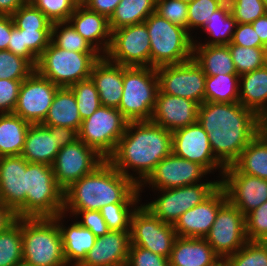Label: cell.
<instances>
[{"mask_svg": "<svg viewBox=\"0 0 267 266\" xmlns=\"http://www.w3.org/2000/svg\"><path fill=\"white\" fill-rule=\"evenodd\" d=\"M260 133L267 139V110L259 117Z\"/></svg>", "mask_w": 267, "mask_h": 266, "instance_id": "cell-63", "label": "cell"}, {"mask_svg": "<svg viewBox=\"0 0 267 266\" xmlns=\"http://www.w3.org/2000/svg\"><path fill=\"white\" fill-rule=\"evenodd\" d=\"M101 56L100 53L68 51L50 42L38 58L35 70L59 87H70L89 79L93 66Z\"/></svg>", "mask_w": 267, "mask_h": 266, "instance_id": "cell-7", "label": "cell"}, {"mask_svg": "<svg viewBox=\"0 0 267 266\" xmlns=\"http://www.w3.org/2000/svg\"><path fill=\"white\" fill-rule=\"evenodd\" d=\"M26 168L21 155L0 157V201L17 218H26Z\"/></svg>", "mask_w": 267, "mask_h": 266, "instance_id": "cell-19", "label": "cell"}, {"mask_svg": "<svg viewBox=\"0 0 267 266\" xmlns=\"http://www.w3.org/2000/svg\"><path fill=\"white\" fill-rule=\"evenodd\" d=\"M172 153L178 157L199 163L209 173L219 170L221 180L225 167L215 158L208 133L197 121L172 132Z\"/></svg>", "mask_w": 267, "mask_h": 266, "instance_id": "cell-18", "label": "cell"}, {"mask_svg": "<svg viewBox=\"0 0 267 266\" xmlns=\"http://www.w3.org/2000/svg\"><path fill=\"white\" fill-rule=\"evenodd\" d=\"M7 50L26 58L36 67L38 58L27 47H23L22 29H18L16 26L12 28Z\"/></svg>", "mask_w": 267, "mask_h": 266, "instance_id": "cell-56", "label": "cell"}, {"mask_svg": "<svg viewBox=\"0 0 267 266\" xmlns=\"http://www.w3.org/2000/svg\"><path fill=\"white\" fill-rule=\"evenodd\" d=\"M63 190L50 165L27 162L26 218L55 217L63 213Z\"/></svg>", "mask_w": 267, "mask_h": 266, "instance_id": "cell-8", "label": "cell"}, {"mask_svg": "<svg viewBox=\"0 0 267 266\" xmlns=\"http://www.w3.org/2000/svg\"><path fill=\"white\" fill-rule=\"evenodd\" d=\"M23 261L35 266H68L54 217L21 218Z\"/></svg>", "mask_w": 267, "mask_h": 266, "instance_id": "cell-4", "label": "cell"}, {"mask_svg": "<svg viewBox=\"0 0 267 266\" xmlns=\"http://www.w3.org/2000/svg\"><path fill=\"white\" fill-rule=\"evenodd\" d=\"M35 67L24 57L0 50V79L24 80Z\"/></svg>", "mask_w": 267, "mask_h": 266, "instance_id": "cell-43", "label": "cell"}, {"mask_svg": "<svg viewBox=\"0 0 267 266\" xmlns=\"http://www.w3.org/2000/svg\"><path fill=\"white\" fill-rule=\"evenodd\" d=\"M188 4L182 0H156V13L187 30Z\"/></svg>", "mask_w": 267, "mask_h": 266, "instance_id": "cell-49", "label": "cell"}, {"mask_svg": "<svg viewBox=\"0 0 267 266\" xmlns=\"http://www.w3.org/2000/svg\"><path fill=\"white\" fill-rule=\"evenodd\" d=\"M199 104L183 97L157 92L150 121L174 132L197 122Z\"/></svg>", "mask_w": 267, "mask_h": 266, "instance_id": "cell-21", "label": "cell"}, {"mask_svg": "<svg viewBox=\"0 0 267 266\" xmlns=\"http://www.w3.org/2000/svg\"><path fill=\"white\" fill-rule=\"evenodd\" d=\"M238 74L206 76L205 102L233 103L239 101Z\"/></svg>", "mask_w": 267, "mask_h": 266, "instance_id": "cell-35", "label": "cell"}, {"mask_svg": "<svg viewBox=\"0 0 267 266\" xmlns=\"http://www.w3.org/2000/svg\"><path fill=\"white\" fill-rule=\"evenodd\" d=\"M29 126L14 113H0V157L22 154Z\"/></svg>", "mask_w": 267, "mask_h": 266, "instance_id": "cell-31", "label": "cell"}, {"mask_svg": "<svg viewBox=\"0 0 267 266\" xmlns=\"http://www.w3.org/2000/svg\"><path fill=\"white\" fill-rule=\"evenodd\" d=\"M156 11V0H121L109 19L110 31L143 23Z\"/></svg>", "mask_w": 267, "mask_h": 266, "instance_id": "cell-34", "label": "cell"}, {"mask_svg": "<svg viewBox=\"0 0 267 266\" xmlns=\"http://www.w3.org/2000/svg\"><path fill=\"white\" fill-rule=\"evenodd\" d=\"M48 130L55 136L56 144L60 149L78 139V132L73 128L48 126Z\"/></svg>", "mask_w": 267, "mask_h": 266, "instance_id": "cell-58", "label": "cell"}, {"mask_svg": "<svg viewBox=\"0 0 267 266\" xmlns=\"http://www.w3.org/2000/svg\"><path fill=\"white\" fill-rule=\"evenodd\" d=\"M68 22L102 56L107 53L111 43V31L109 20L105 16L78 3Z\"/></svg>", "mask_w": 267, "mask_h": 266, "instance_id": "cell-23", "label": "cell"}, {"mask_svg": "<svg viewBox=\"0 0 267 266\" xmlns=\"http://www.w3.org/2000/svg\"><path fill=\"white\" fill-rule=\"evenodd\" d=\"M227 45L239 76L252 72L267 64L266 47H243L231 43Z\"/></svg>", "mask_w": 267, "mask_h": 266, "instance_id": "cell-38", "label": "cell"}, {"mask_svg": "<svg viewBox=\"0 0 267 266\" xmlns=\"http://www.w3.org/2000/svg\"><path fill=\"white\" fill-rule=\"evenodd\" d=\"M105 159L79 138L61 148L52 164L58 186L64 191L71 184L91 173Z\"/></svg>", "mask_w": 267, "mask_h": 266, "instance_id": "cell-15", "label": "cell"}, {"mask_svg": "<svg viewBox=\"0 0 267 266\" xmlns=\"http://www.w3.org/2000/svg\"><path fill=\"white\" fill-rule=\"evenodd\" d=\"M68 215L65 216L64 213H60L54 218L61 232L66 263L68 266H78L93 248L97 237L89 229L82 227L75 219V222L67 225L64 218Z\"/></svg>", "mask_w": 267, "mask_h": 266, "instance_id": "cell-25", "label": "cell"}, {"mask_svg": "<svg viewBox=\"0 0 267 266\" xmlns=\"http://www.w3.org/2000/svg\"><path fill=\"white\" fill-rule=\"evenodd\" d=\"M238 102L259 117L267 110V64L240 76Z\"/></svg>", "mask_w": 267, "mask_h": 266, "instance_id": "cell-28", "label": "cell"}, {"mask_svg": "<svg viewBox=\"0 0 267 266\" xmlns=\"http://www.w3.org/2000/svg\"><path fill=\"white\" fill-rule=\"evenodd\" d=\"M220 179L178 187L180 216L187 210L206 200L218 187Z\"/></svg>", "mask_w": 267, "mask_h": 266, "instance_id": "cell-40", "label": "cell"}, {"mask_svg": "<svg viewBox=\"0 0 267 266\" xmlns=\"http://www.w3.org/2000/svg\"><path fill=\"white\" fill-rule=\"evenodd\" d=\"M120 1L121 0H84L82 4L91 11L103 15L109 20Z\"/></svg>", "mask_w": 267, "mask_h": 266, "instance_id": "cell-57", "label": "cell"}, {"mask_svg": "<svg viewBox=\"0 0 267 266\" xmlns=\"http://www.w3.org/2000/svg\"><path fill=\"white\" fill-rule=\"evenodd\" d=\"M219 256L205 238L176 237L170 266H210Z\"/></svg>", "mask_w": 267, "mask_h": 266, "instance_id": "cell-26", "label": "cell"}, {"mask_svg": "<svg viewBox=\"0 0 267 266\" xmlns=\"http://www.w3.org/2000/svg\"><path fill=\"white\" fill-rule=\"evenodd\" d=\"M60 148L55 136L50 133L48 126L30 124L21 156L31 163H43L52 166Z\"/></svg>", "mask_w": 267, "mask_h": 266, "instance_id": "cell-27", "label": "cell"}, {"mask_svg": "<svg viewBox=\"0 0 267 266\" xmlns=\"http://www.w3.org/2000/svg\"><path fill=\"white\" fill-rule=\"evenodd\" d=\"M23 80L0 79V113H13Z\"/></svg>", "mask_w": 267, "mask_h": 266, "instance_id": "cell-52", "label": "cell"}, {"mask_svg": "<svg viewBox=\"0 0 267 266\" xmlns=\"http://www.w3.org/2000/svg\"><path fill=\"white\" fill-rule=\"evenodd\" d=\"M14 25L25 30H51L52 24L45 14L29 1L12 15Z\"/></svg>", "mask_w": 267, "mask_h": 266, "instance_id": "cell-45", "label": "cell"}, {"mask_svg": "<svg viewBox=\"0 0 267 266\" xmlns=\"http://www.w3.org/2000/svg\"><path fill=\"white\" fill-rule=\"evenodd\" d=\"M236 23H253L267 13L263 0H227Z\"/></svg>", "mask_w": 267, "mask_h": 266, "instance_id": "cell-48", "label": "cell"}, {"mask_svg": "<svg viewBox=\"0 0 267 266\" xmlns=\"http://www.w3.org/2000/svg\"><path fill=\"white\" fill-rule=\"evenodd\" d=\"M126 266H170L169 258L130 244Z\"/></svg>", "mask_w": 267, "mask_h": 266, "instance_id": "cell-51", "label": "cell"}, {"mask_svg": "<svg viewBox=\"0 0 267 266\" xmlns=\"http://www.w3.org/2000/svg\"><path fill=\"white\" fill-rule=\"evenodd\" d=\"M140 203H114L102 207L99 211L109 230L130 231L131 217Z\"/></svg>", "mask_w": 267, "mask_h": 266, "instance_id": "cell-42", "label": "cell"}, {"mask_svg": "<svg viewBox=\"0 0 267 266\" xmlns=\"http://www.w3.org/2000/svg\"><path fill=\"white\" fill-rule=\"evenodd\" d=\"M260 242L266 248V251H267V236L264 237Z\"/></svg>", "mask_w": 267, "mask_h": 266, "instance_id": "cell-65", "label": "cell"}, {"mask_svg": "<svg viewBox=\"0 0 267 266\" xmlns=\"http://www.w3.org/2000/svg\"><path fill=\"white\" fill-rule=\"evenodd\" d=\"M220 185L244 216L267 202V180L241 173L234 165L224 169Z\"/></svg>", "mask_w": 267, "mask_h": 266, "instance_id": "cell-17", "label": "cell"}, {"mask_svg": "<svg viewBox=\"0 0 267 266\" xmlns=\"http://www.w3.org/2000/svg\"><path fill=\"white\" fill-rule=\"evenodd\" d=\"M128 122L117 108L100 105L82 121L78 138L107 160L114 153Z\"/></svg>", "mask_w": 267, "mask_h": 266, "instance_id": "cell-9", "label": "cell"}, {"mask_svg": "<svg viewBox=\"0 0 267 266\" xmlns=\"http://www.w3.org/2000/svg\"><path fill=\"white\" fill-rule=\"evenodd\" d=\"M14 26L12 16L0 15V50H7L11 30Z\"/></svg>", "mask_w": 267, "mask_h": 266, "instance_id": "cell-59", "label": "cell"}, {"mask_svg": "<svg viewBox=\"0 0 267 266\" xmlns=\"http://www.w3.org/2000/svg\"><path fill=\"white\" fill-rule=\"evenodd\" d=\"M59 86L34 70L21 83L14 114L30 124L43 123Z\"/></svg>", "mask_w": 267, "mask_h": 266, "instance_id": "cell-16", "label": "cell"}, {"mask_svg": "<svg viewBox=\"0 0 267 266\" xmlns=\"http://www.w3.org/2000/svg\"><path fill=\"white\" fill-rule=\"evenodd\" d=\"M27 2L28 0H0V15L11 16Z\"/></svg>", "mask_w": 267, "mask_h": 266, "instance_id": "cell-61", "label": "cell"}, {"mask_svg": "<svg viewBox=\"0 0 267 266\" xmlns=\"http://www.w3.org/2000/svg\"><path fill=\"white\" fill-rule=\"evenodd\" d=\"M16 219V214L0 201V232L6 230Z\"/></svg>", "mask_w": 267, "mask_h": 266, "instance_id": "cell-60", "label": "cell"}, {"mask_svg": "<svg viewBox=\"0 0 267 266\" xmlns=\"http://www.w3.org/2000/svg\"><path fill=\"white\" fill-rule=\"evenodd\" d=\"M130 231H112L97 237L93 248L78 266H126Z\"/></svg>", "mask_w": 267, "mask_h": 266, "instance_id": "cell-22", "label": "cell"}, {"mask_svg": "<svg viewBox=\"0 0 267 266\" xmlns=\"http://www.w3.org/2000/svg\"><path fill=\"white\" fill-rule=\"evenodd\" d=\"M248 241H261L267 236V202L245 216Z\"/></svg>", "mask_w": 267, "mask_h": 266, "instance_id": "cell-50", "label": "cell"}, {"mask_svg": "<svg viewBox=\"0 0 267 266\" xmlns=\"http://www.w3.org/2000/svg\"><path fill=\"white\" fill-rule=\"evenodd\" d=\"M263 2H264V5H265V7L267 9V0H263Z\"/></svg>", "mask_w": 267, "mask_h": 266, "instance_id": "cell-68", "label": "cell"}, {"mask_svg": "<svg viewBox=\"0 0 267 266\" xmlns=\"http://www.w3.org/2000/svg\"><path fill=\"white\" fill-rule=\"evenodd\" d=\"M90 78L99 93L101 105L118 108L123 93V65L101 56L93 66Z\"/></svg>", "mask_w": 267, "mask_h": 266, "instance_id": "cell-24", "label": "cell"}, {"mask_svg": "<svg viewBox=\"0 0 267 266\" xmlns=\"http://www.w3.org/2000/svg\"><path fill=\"white\" fill-rule=\"evenodd\" d=\"M144 23L151 44L150 67L180 64L192 59L195 36H191L186 29L171 23L156 12Z\"/></svg>", "mask_w": 267, "mask_h": 266, "instance_id": "cell-5", "label": "cell"}, {"mask_svg": "<svg viewBox=\"0 0 267 266\" xmlns=\"http://www.w3.org/2000/svg\"><path fill=\"white\" fill-rule=\"evenodd\" d=\"M176 237L173 225L162 222L143 203L133 212L130 244L169 258Z\"/></svg>", "mask_w": 267, "mask_h": 266, "instance_id": "cell-11", "label": "cell"}, {"mask_svg": "<svg viewBox=\"0 0 267 266\" xmlns=\"http://www.w3.org/2000/svg\"><path fill=\"white\" fill-rule=\"evenodd\" d=\"M139 186L104 160L63 192V213L71 220L79 211L100 210L108 204L139 203Z\"/></svg>", "mask_w": 267, "mask_h": 266, "instance_id": "cell-3", "label": "cell"}, {"mask_svg": "<svg viewBox=\"0 0 267 266\" xmlns=\"http://www.w3.org/2000/svg\"><path fill=\"white\" fill-rule=\"evenodd\" d=\"M156 68L123 66V93L117 108L130 121H150L158 92Z\"/></svg>", "mask_w": 267, "mask_h": 266, "instance_id": "cell-6", "label": "cell"}, {"mask_svg": "<svg viewBox=\"0 0 267 266\" xmlns=\"http://www.w3.org/2000/svg\"><path fill=\"white\" fill-rule=\"evenodd\" d=\"M206 76L237 74L228 45H193V57Z\"/></svg>", "mask_w": 267, "mask_h": 266, "instance_id": "cell-30", "label": "cell"}, {"mask_svg": "<svg viewBox=\"0 0 267 266\" xmlns=\"http://www.w3.org/2000/svg\"><path fill=\"white\" fill-rule=\"evenodd\" d=\"M233 165L241 173L267 180V139L259 132Z\"/></svg>", "mask_w": 267, "mask_h": 266, "instance_id": "cell-33", "label": "cell"}, {"mask_svg": "<svg viewBox=\"0 0 267 266\" xmlns=\"http://www.w3.org/2000/svg\"><path fill=\"white\" fill-rule=\"evenodd\" d=\"M236 24L230 5L226 1L211 15L209 21L200 30L208 35V40L203 43L200 39L198 41L195 38L193 39V45H227L231 43Z\"/></svg>", "mask_w": 267, "mask_h": 266, "instance_id": "cell-32", "label": "cell"}, {"mask_svg": "<svg viewBox=\"0 0 267 266\" xmlns=\"http://www.w3.org/2000/svg\"><path fill=\"white\" fill-rule=\"evenodd\" d=\"M210 174L199 163L178 157L173 153L162 159L150 175L139 185V192L145 187L150 190L170 189L203 182ZM203 180V181H202ZM149 185V186H147Z\"/></svg>", "mask_w": 267, "mask_h": 266, "instance_id": "cell-13", "label": "cell"}, {"mask_svg": "<svg viewBox=\"0 0 267 266\" xmlns=\"http://www.w3.org/2000/svg\"><path fill=\"white\" fill-rule=\"evenodd\" d=\"M205 239L219 257H228L236 253L248 241L245 216L227 201L219 209Z\"/></svg>", "mask_w": 267, "mask_h": 266, "instance_id": "cell-14", "label": "cell"}, {"mask_svg": "<svg viewBox=\"0 0 267 266\" xmlns=\"http://www.w3.org/2000/svg\"><path fill=\"white\" fill-rule=\"evenodd\" d=\"M73 218L82 227L89 229L96 237H101L110 231L99 210L79 211Z\"/></svg>", "mask_w": 267, "mask_h": 266, "instance_id": "cell-54", "label": "cell"}, {"mask_svg": "<svg viewBox=\"0 0 267 266\" xmlns=\"http://www.w3.org/2000/svg\"><path fill=\"white\" fill-rule=\"evenodd\" d=\"M156 71L161 93L193 100L199 105L205 102L206 75L193 58L180 64L158 67Z\"/></svg>", "mask_w": 267, "mask_h": 266, "instance_id": "cell-10", "label": "cell"}, {"mask_svg": "<svg viewBox=\"0 0 267 266\" xmlns=\"http://www.w3.org/2000/svg\"><path fill=\"white\" fill-rule=\"evenodd\" d=\"M171 153V131L152 121H130L114 153L107 160L139 186Z\"/></svg>", "mask_w": 267, "mask_h": 266, "instance_id": "cell-2", "label": "cell"}, {"mask_svg": "<svg viewBox=\"0 0 267 266\" xmlns=\"http://www.w3.org/2000/svg\"><path fill=\"white\" fill-rule=\"evenodd\" d=\"M23 261L21 218L0 232V266H16Z\"/></svg>", "mask_w": 267, "mask_h": 266, "instance_id": "cell-37", "label": "cell"}, {"mask_svg": "<svg viewBox=\"0 0 267 266\" xmlns=\"http://www.w3.org/2000/svg\"><path fill=\"white\" fill-rule=\"evenodd\" d=\"M228 259L232 266H267V251L260 241H247Z\"/></svg>", "mask_w": 267, "mask_h": 266, "instance_id": "cell-46", "label": "cell"}, {"mask_svg": "<svg viewBox=\"0 0 267 266\" xmlns=\"http://www.w3.org/2000/svg\"><path fill=\"white\" fill-rule=\"evenodd\" d=\"M51 22L68 21L78 2L76 0H28Z\"/></svg>", "mask_w": 267, "mask_h": 266, "instance_id": "cell-47", "label": "cell"}, {"mask_svg": "<svg viewBox=\"0 0 267 266\" xmlns=\"http://www.w3.org/2000/svg\"><path fill=\"white\" fill-rule=\"evenodd\" d=\"M157 198L143 205L147 207L156 217L166 224L174 225L180 217L178 203V187L161 189ZM160 192V193H159Z\"/></svg>", "mask_w": 267, "mask_h": 266, "instance_id": "cell-39", "label": "cell"}, {"mask_svg": "<svg viewBox=\"0 0 267 266\" xmlns=\"http://www.w3.org/2000/svg\"><path fill=\"white\" fill-rule=\"evenodd\" d=\"M150 48L149 34L143 22L111 31V43L104 56L123 66L150 67Z\"/></svg>", "mask_w": 267, "mask_h": 266, "instance_id": "cell-12", "label": "cell"}, {"mask_svg": "<svg viewBox=\"0 0 267 266\" xmlns=\"http://www.w3.org/2000/svg\"><path fill=\"white\" fill-rule=\"evenodd\" d=\"M76 99L80 117H90L101 105L99 93L91 78L79 81L69 87Z\"/></svg>", "mask_w": 267, "mask_h": 266, "instance_id": "cell-41", "label": "cell"}, {"mask_svg": "<svg viewBox=\"0 0 267 266\" xmlns=\"http://www.w3.org/2000/svg\"><path fill=\"white\" fill-rule=\"evenodd\" d=\"M210 266H232L228 257H218Z\"/></svg>", "mask_w": 267, "mask_h": 266, "instance_id": "cell-64", "label": "cell"}, {"mask_svg": "<svg viewBox=\"0 0 267 266\" xmlns=\"http://www.w3.org/2000/svg\"><path fill=\"white\" fill-rule=\"evenodd\" d=\"M42 124L45 126L69 127L79 132L82 119L75 96L69 87L58 88Z\"/></svg>", "mask_w": 267, "mask_h": 266, "instance_id": "cell-29", "label": "cell"}, {"mask_svg": "<svg viewBox=\"0 0 267 266\" xmlns=\"http://www.w3.org/2000/svg\"><path fill=\"white\" fill-rule=\"evenodd\" d=\"M251 24L260 37L261 43L267 48V13Z\"/></svg>", "mask_w": 267, "mask_h": 266, "instance_id": "cell-62", "label": "cell"}, {"mask_svg": "<svg viewBox=\"0 0 267 266\" xmlns=\"http://www.w3.org/2000/svg\"><path fill=\"white\" fill-rule=\"evenodd\" d=\"M197 121L208 133L215 158L226 168L260 132L259 116L240 102H204Z\"/></svg>", "mask_w": 267, "mask_h": 266, "instance_id": "cell-1", "label": "cell"}, {"mask_svg": "<svg viewBox=\"0 0 267 266\" xmlns=\"http://www.w3.org/2000/svg\"><path fill=\"white\" fill-rule=\"evenodd\" d=\"M51 42L55 46L68 51L99 53L68 21L54 22L52 24Z\"/></svg>", "mask_w": 267, "mask_h": 266, "instance_id": "cell-36", "label": "cell"}, {"mask_svg": "<svg viewBox=\"0 0 267 266\" xmlns=\"http://www.w3.org/2000/svg\"><path fill=\"white\" fill-rule=\"evenodd\" d=\"M182 1L188 4V3L193 2L194 0H182Z\"/></svg>", "mask_w": 267, "mask_h": 266, "instance_id": "cell-67", "label": "cell"}, {"mask_svg": "<svg viewBox=\"0 0 267 266\" xmlns=\"http://www.w3.org/2000/svg\"><path fill=\"white\" fill-rule=\"evenodd\" d=\"M220 185L206 200L183 213L173 225L178 237L205 238L216 219L219 209L227 202Z\"/></svg>", "mask_w": 267, "mask_h": 266, "instance_id": "cell-20", "label": "cell"}, {"mask_svg": "<svg viewBox=\"0 0 267 266\" xmlns=\"http://www.w3.org/2000/svg\"><path fill=\"white\" fill-rule=\"evenodd\" d=\"M16 266H35V265H30L28 263H26L25 261H21L18 265Z\"/></svg>", "mask_w": 267, "mask_h": 266, "instance_id": "cell-66", "label": "cell"}, {"mask_svg": "<svg viewBox=\"0 0 267 266\" xmlns=\"http://www.w3.org/2000/svg\"><path fill=\"white\" fill-rule=\"evenodd\" d=\"M227 0H194L188 3L187 31L201 30L209 21L211 15L218 10Z\"/></svg>", "mask_w": 267, "mask_h": 266, "instance_id": "cell-44", "label": "cell"}, {"mask_svg": "<svg viewBox=\"0 0 267 266\" xmlns=\"http://www.w3.org/2000/svg\"><path fill=\"white\" fill-rule=\"evenodd\" d=\"M231 44L243 47H265L250 23L236 24Z\"/></svg>", "mask_w": 267, "mask_h": 266, "instance_id": "cell-55", "label": "cell"}, {"mask_svg": "<svg viewBox=\"0 0 267 266\" xmlns=\"http://www.w3.org/2000/svg\"><path fill=\"white\" fill-rule=\"evenodd\" d=\"M78 3H82L84 0H76Z\"/></svg>", "mask_w": 267, "mask_h": 266, "instance_id": "cell-69", "label": "cell"}, {"mask_svg": "<svg viewBox=\"0 0 267 266\" xmlns=\"http://www.w3.org/2000/svg\"><path fill=\"white\" fill-rule=\"evenodd\" d=\"M23 47H27L37 58L51 42V30L22 29Z\"/></svg>", "mask_w": 267, "mask_h": 266, "instance_id": "cell-53", "label": "cell"}]
</instances>
